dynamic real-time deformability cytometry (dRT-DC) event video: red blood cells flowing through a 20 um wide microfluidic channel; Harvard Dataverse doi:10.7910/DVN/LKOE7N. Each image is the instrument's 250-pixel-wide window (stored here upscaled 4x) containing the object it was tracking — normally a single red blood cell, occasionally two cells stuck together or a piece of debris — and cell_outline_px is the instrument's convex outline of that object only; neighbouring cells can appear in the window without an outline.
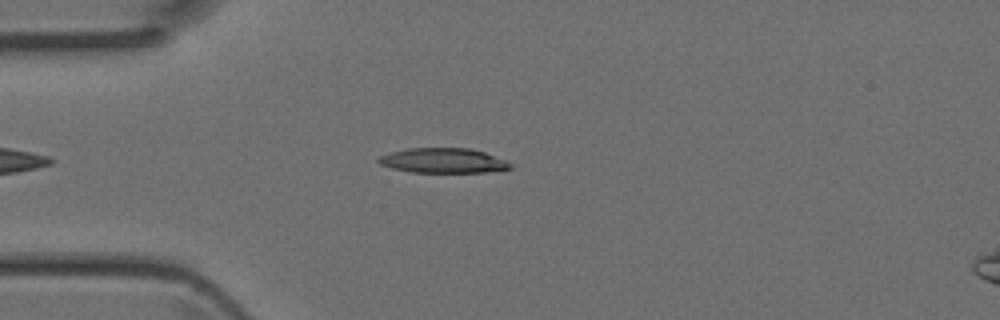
{"species": "Egyptian fruit bat (a non-hibernating species)", "species_latin": "Rousettus aegyptiacus", "temperature_condition": "room temperature", "stored_images_in_passage": 1, "camera_frame_rate_fps": 3000, "um_per_image_px": 0.085, "animal": {"sex": "female"}, "frame": {"image": 1, "passage_image": 1, "time_ms": 0.0, "image_size_px": [1000, 320], "cell_outline_px": [[512, 168], [484, 172], [412, 172], [392, 168], [380, 164], [376, 160], [380, 156], [388, 152], [408, 148], [468, 148], [484, 152], [504, 160], [512, 164]], "centroid_in_image_um": [37.62, 13.64], "position_along_channel_um": 47.4, "area_um2": 18.96}}